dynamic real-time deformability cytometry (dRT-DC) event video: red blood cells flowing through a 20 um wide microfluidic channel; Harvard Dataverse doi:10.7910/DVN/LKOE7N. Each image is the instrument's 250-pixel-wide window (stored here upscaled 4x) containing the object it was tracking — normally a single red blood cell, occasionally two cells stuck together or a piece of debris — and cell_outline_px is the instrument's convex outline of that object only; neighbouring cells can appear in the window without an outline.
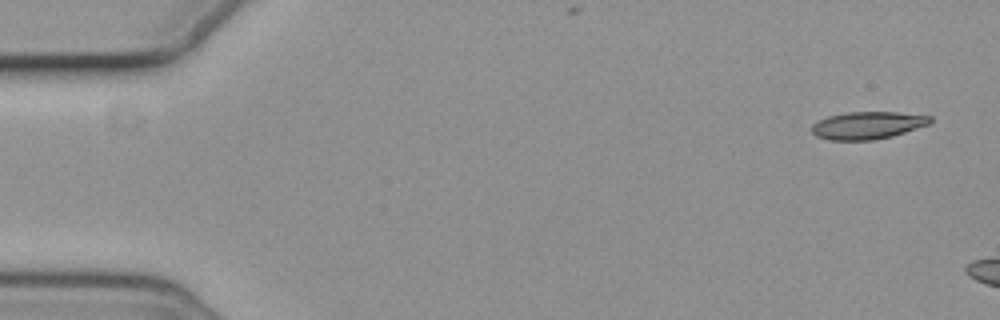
{"species": "common noctule bat (a hibernating species)", "species_latin": "Nyctalus noctula", "temperature_condition": "cold", "stored_images_in_passage": 3, "camera_frame_rate_fps": 3000, "um_per_image_px": 0.085, "animal": {"sex": "female", "body_mass_g": 19.3, "forearm_length_mm": 54.1}, "frame": {"image": 1, "passage_image": 1, "time_ms": 0.0, "image_size_px": [1000, 320], "cell_outline_px": [[932, 120], [928, 124], [892, 136], [876, 140], [828, 140], [816, 136], [812, 132], [812, 124], [828, 116], [848, 112], [896, 112], [932, 116]], "centroid_in_image_um": [73.73, 10.65], "position_along_channel_um": 11.3, "area_um2": 18.84}}